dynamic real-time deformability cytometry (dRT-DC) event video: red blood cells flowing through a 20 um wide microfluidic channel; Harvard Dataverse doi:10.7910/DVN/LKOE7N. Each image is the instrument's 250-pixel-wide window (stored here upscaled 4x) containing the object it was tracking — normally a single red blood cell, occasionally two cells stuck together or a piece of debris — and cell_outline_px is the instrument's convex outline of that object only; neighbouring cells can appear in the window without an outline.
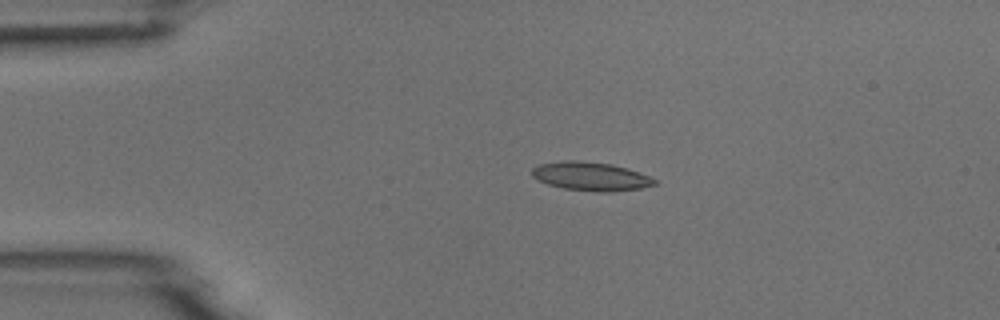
{"species": "common noctule bat (a hibernating species)", "species_latin": "Nyctalus noctula", "temperature_condition": "room temperature", "stored_images_in_passage": 4, "camera_frame_rate_fps": 3000, "um_per_image_px": 0.085, "animal": {"sex": "male", "body_mass_g": 18.8}, "frame": {"image": 1, "passage_image": 3, "time_ms": 2.333, "image_size_px": [1000, 320], "cell_outline_px": [[656, 184], [640, 188], [612, 192], [596, 192], [564, 188], [548, 184], [536, 180], [532, 176], [532, 168], [540, 164], [564, 160], [580, 160], [612, 164], [628, 168], [640, 172], [656, 180]], "centroid_in_image_um": [50.2, 14.98], "position_along_channel_um": 34.8, "area_um2": 20.58}}